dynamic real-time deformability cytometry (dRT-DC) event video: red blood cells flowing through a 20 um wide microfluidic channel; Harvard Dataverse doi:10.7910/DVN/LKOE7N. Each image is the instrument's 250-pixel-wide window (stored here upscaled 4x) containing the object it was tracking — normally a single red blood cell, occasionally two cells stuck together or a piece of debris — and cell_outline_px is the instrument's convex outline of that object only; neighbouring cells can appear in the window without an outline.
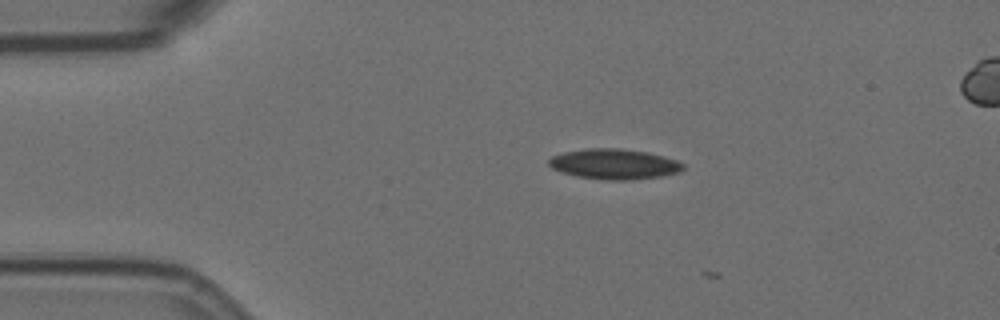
{"species": "Egyptian fruit bat (a non-hibernating species)", "species_latin": "Rousettus aegyptiacus", "temperature_condition": "room temperature", "stored_images_in_passage": 3, "camera_frame_rate_fps": 3000, "um_per_image_px": 0.085, "animal": {"sex": "female"}, "frame": {"image": 1, "passage_image": 2, "time_ms": 0.333, "image_size_px": [1000, 320], "cell_outline_px": [[684, 168], [680, 172], [660, 176], [628, 180], [612, 180], [580, 176], [564, 172], [552, 168], [548, 164], [548, 160], [552, 156], [564, 152], [588, 148], [620, 148], [648, 152], [664, 156], [676, 160], [684, 164]], "centroid_in_image_um": [52.24, 13.93], "position_along_channel_um": 32.8, "area_um2": 23.47}}